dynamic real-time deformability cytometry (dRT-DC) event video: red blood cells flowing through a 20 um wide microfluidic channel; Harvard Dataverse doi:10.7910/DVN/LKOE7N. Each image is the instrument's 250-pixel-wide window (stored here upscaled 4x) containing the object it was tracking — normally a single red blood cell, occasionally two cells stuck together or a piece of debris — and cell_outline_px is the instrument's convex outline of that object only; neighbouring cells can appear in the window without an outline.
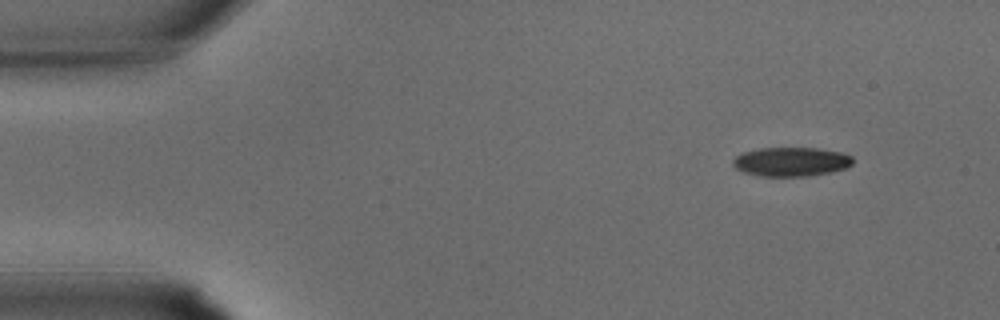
{"species": "common noctule bat (a hibernating species)", "species_latin": "Nyctalus noctula", "temperature_condition": "warm", "stored_images_in_passage": 31, "camera_frame_rate_fps": 3000, "um_per_image_px": 0.085, "animal": {"sex": "male", "body_mass_g": 15.6}, "frame": {"image": 1, "passage_image": 1, "time_ms": 0.0, "image_size_px": [1000, 320], "cell_outline_px": [[852, 164], [844, 168], [828, 172], [808, 176], [760, 176], [744, 172], [736, 168], [732, 164], [732, 160], [736, 156], [744, 152], [760, 148], [816, 148], [840, 152], [852, 156]], "centroid_in_image_um": [67.22, 13.74], "position_along_channel_um": 17.8, "area_um2": 20.11}}
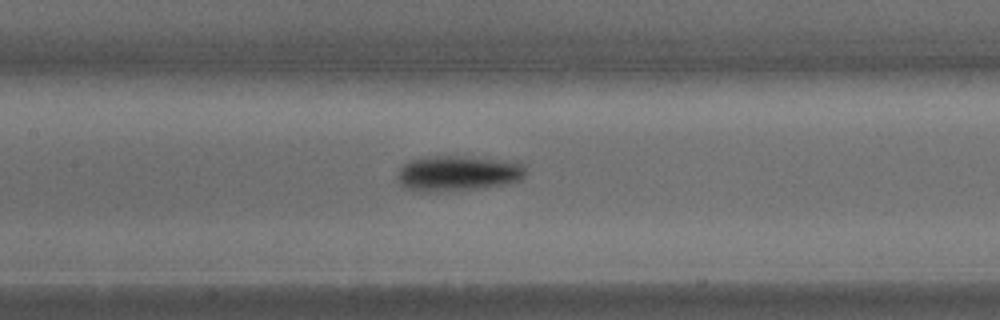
{"frame": {"image": 2, "passage_image": 13, "time_ms": 4.0, "image_size_px": [1000, 320], "cell_outline_px": [[528, 172], [520, 180], [504, 184], [480, 188], [436, 192], [420, 192], [404, 188], [396, 180], [396, 172], [408, 160], [436, 156], [456, 156], [516, 160], [524, 164]], "centroid_in_image_um": [38.92, 14.73], "position_along_channel_um": 168.5, "area_um2": 27.05}}
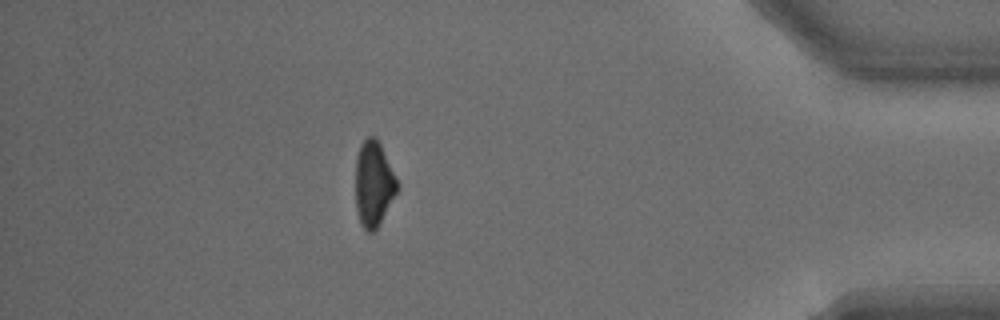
{"frame": {"image": 3, "passage_image": 27, "time_ms": 8.667, "image_size_px": [1000, 320], "cell_outline_px": [[400, 188], [376, 228], [372, 232], [368, 232], [364, 228], [360, 220], [356, 208], [356, 156], [360, 144], [368, 136], [376, 136], [400, 184]], "centroid_in_image_um": [31.77, 15.58], "position_along_channel_um": 403.4, "area_um2": 20.69}}